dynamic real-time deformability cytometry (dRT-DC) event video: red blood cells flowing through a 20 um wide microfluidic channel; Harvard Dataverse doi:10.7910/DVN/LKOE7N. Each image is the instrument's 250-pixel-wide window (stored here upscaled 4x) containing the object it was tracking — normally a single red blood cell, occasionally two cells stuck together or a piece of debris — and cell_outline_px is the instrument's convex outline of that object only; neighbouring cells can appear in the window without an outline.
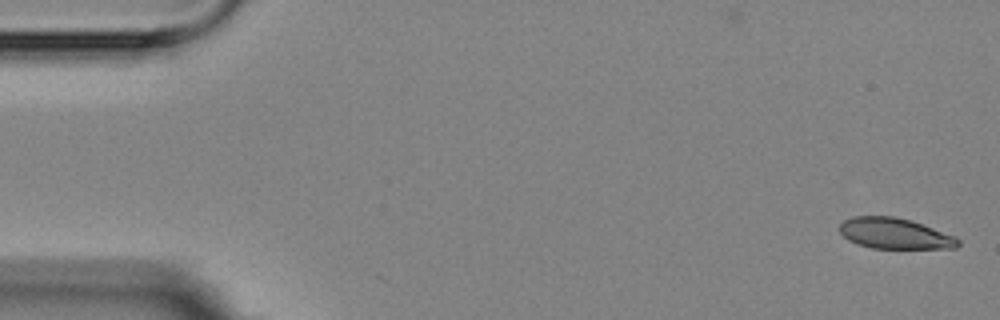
{"species": "Egyptian fruit bat (a non-hibernating species)", "species_latin": "Rousettus aegyptiacus", "temperature_condition": "room temperature", "stored_images_in_passage": 6, "camera_frame_rate_fps": 3000, "um_per_image_px": 0.085, "animal": {"sex": "female"}, "frame": {"image": 1, "passage_image": 1, "time_ms": 0.0, "image_size_px": [1000, 320], "cell_outline_px": [[960, 244], [956, 248], [872, 248], [856, 244], [848, 240], [840, 232], [840, 224], [844, 220], [852, 216], [892, 216], [912, 220], [956, 236], [960, 240]], "centroid_in_image_um": [76.07, 19.84], "position_along_channel_um": 8.9, "area_um2": 21.39}}